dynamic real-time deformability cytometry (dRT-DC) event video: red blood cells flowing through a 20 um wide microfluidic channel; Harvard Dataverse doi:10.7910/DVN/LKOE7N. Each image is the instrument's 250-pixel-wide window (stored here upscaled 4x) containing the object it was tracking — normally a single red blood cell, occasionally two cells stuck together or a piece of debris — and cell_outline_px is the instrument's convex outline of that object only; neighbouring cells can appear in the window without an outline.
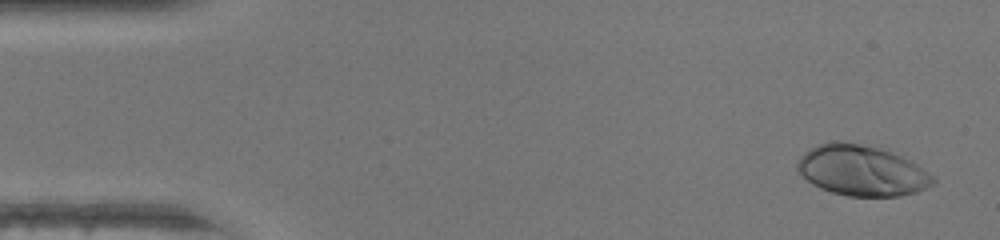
{"species": "human", "species_latin": "Homo sapiens", "temperature_condition": "warm", "stored_images_in_passage": 47, "segment_of_instrument_passage": [1, 2], "camera_frame_rate_fps": 3000, "um_per_image_px": 0.085, "donor": {"sex": "female"}, "frame": {"image": 1, "passage_image": 2, "time_ms": 0.333, "image_size_px": [1000, 240], "cell_outline_px": [[936, 180], [932, 184], [916, 192], [900, 196], [848, 196], [832, 192], [820, 188], [812, 184], [796, 168], [796, 164], [800, 156], [804, 152], [820, 144], [836, 140], [840, 140], [860, 144], [876, 148], [900, 156], [916, 164], [936, 176]], "centroid_in_image_um": [73.24, 14.5], "position_along_channel_um": 11.8, "area_um2": 39.59}}
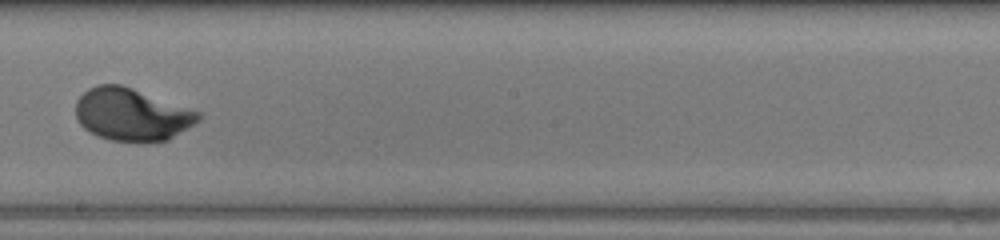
{"frame": {"image": 2, "passage_image": 26, "time_ms": 8.333, "image_size_px": [1000, 240], "cell_outline_px": [[200, 120], [168, 140], [136, 144], [112, 140], [100, 136], [84, 128], [80, 124], [76, 116], [76, 100], [88, 88], [96, 84], [120, 84], [132, 88], [200, 112]], "centroid_in_image_um": [11.18, 9.75], "position_along_channel_um": 237.0, "area_um2": 37.57}}
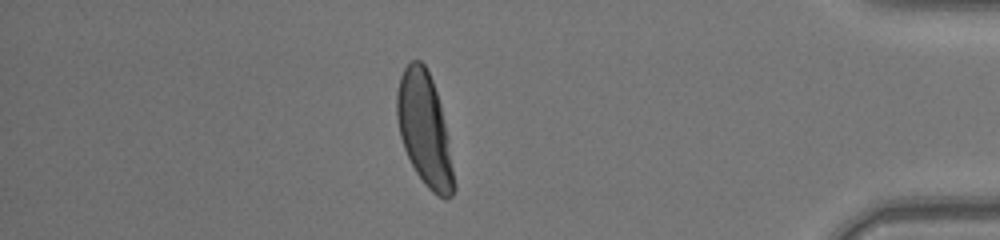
{"frame": {"image": 3, "passage_image": 40, "time_ms": 13.0, "image_size_px": [1000, 240], "cell_outline_px": [[456, 188], [452, 196], [444, 200], [436, 196], [424, 184], [416, 172], [404, 148], [400, 136], [396, 116], [396, 92], [400, 76], [404, 68], [412, 60], [420, 60], [424, 64], [432, 80], [440, 104], [448, 136], [456, 184]], "centroid_in_image_um": [36.09, 11.05], "position_along_channel_um": 399.1, "area_um2": 37.69}}